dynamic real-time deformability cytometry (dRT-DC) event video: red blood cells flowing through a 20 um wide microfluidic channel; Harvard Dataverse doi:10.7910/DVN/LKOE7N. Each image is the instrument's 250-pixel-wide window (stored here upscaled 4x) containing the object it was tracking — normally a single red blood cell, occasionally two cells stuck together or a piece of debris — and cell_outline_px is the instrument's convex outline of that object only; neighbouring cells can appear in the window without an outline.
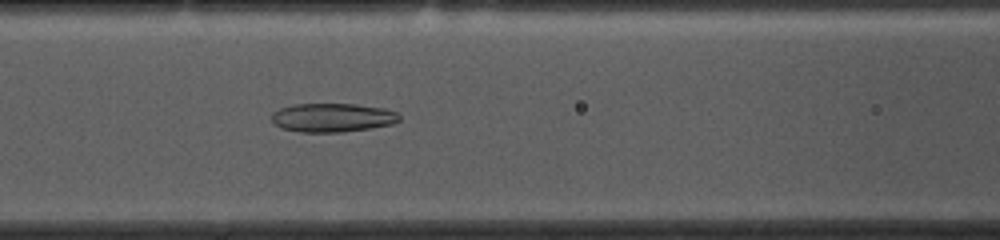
{"species": "common noctule bat (a hibernating species)", "species_latin": "Nyctalus noctula", "temperature_condition": "cold", "stored_images_in_passage": 43, "camera_frame_rate_fps": 3000, "um_per_image_px": 0.085, "animal": {"sex": "female", "body_mass_g": 10.0, "forearm_length_mm": 53.1}, "frame": {"image": 1, "passage_image": 11, "time_ms": 3.333, "image_size_px": [1000, 240], "cell_outline_px": [[400, 120], [392, 124], [368, 128], [340, 132], [300, 132], [280, 128], [272, 124], [272, 112], [280, 108], [292, 104], [356, 104], [384, 108], [396, 112], [400, 116]], "centroid_in_image_um": [28.21, 9.99], "position_along_channel_um": 138.4, "area_um2": 21.5}}
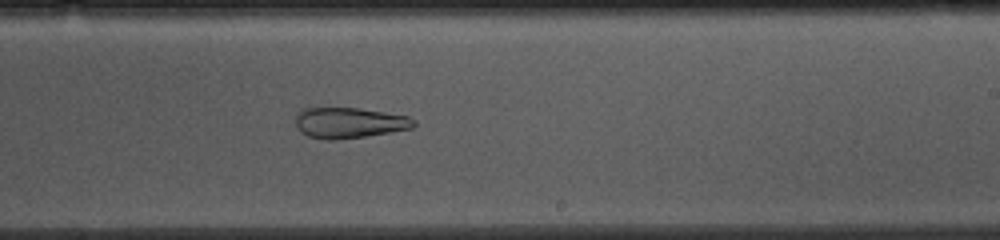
{"frame": {"image": 2, "passage_image": 21, "time_ms": 6.667, "image_size_px": [1000, 240], "cell_outline_px": [[416, 124], [412, 128], [364, 136], [336, 140], [328, 140], [308, 136], [300, 132], [296, 128], [296, 116], [304, 108], [360, 108], [408, 116], [416, 120]], "centroid_in_image_um": [29.67, 10.44], "position_along_channel_um": 259.3, "area_um2": 21.04}}
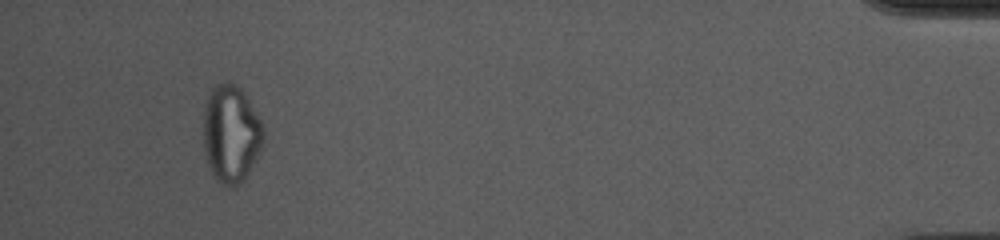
{"frame": {"image": 3, "passage_image": 40, "time_ms": 13.0, "image_size_px": [1000, 240], "cell_outline_px": [[264, 140], [244, 180], [240, 184], [228, 188], [216, 180], [208, 164], [204, 152], [204, 112], [208, 92], [216, 84], [228, 80], [236, 84], [244, 92], [260, 120], [264, 128]], "centroid_in_image_um": [19.62, 11.35], "position_along_channel_um": 415.6, "area_um2": 34.16}, "authors_computed_cell_mechanics": {"area_um2": 25.0274, "velocity_mm_per_s": 3.6407, "shape_relaxation_time_tau1_ms": null, "shape_relaxation_time_tau2_ms": 3.5306, "deformation_change_tau1": null, "deformation_change_tau2": 0.12}}